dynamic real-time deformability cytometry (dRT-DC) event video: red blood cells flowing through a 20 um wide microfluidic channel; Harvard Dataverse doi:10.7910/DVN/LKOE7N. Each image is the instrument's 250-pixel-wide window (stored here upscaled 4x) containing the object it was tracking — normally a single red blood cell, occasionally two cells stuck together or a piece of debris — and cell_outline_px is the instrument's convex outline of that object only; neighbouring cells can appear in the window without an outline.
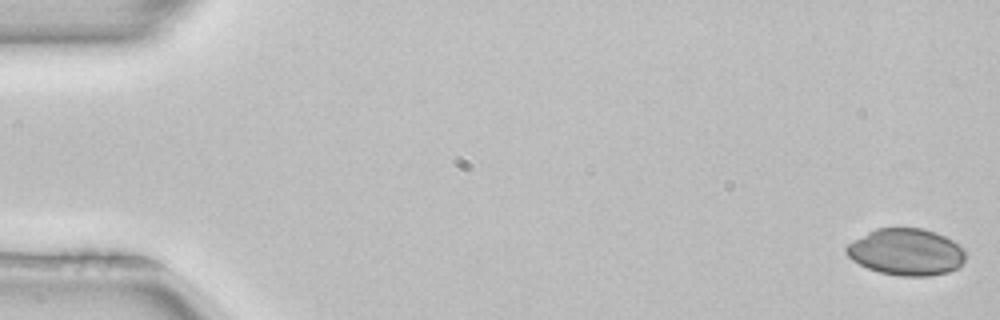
{"species": "common noctule bat (a hibernating species)", "species_latin": "Nyctalus noctula", "temperature_condition": "room temperature", "stored_images_in_passage": 4, "camera_frame_rate_fps": 3000, "um_per_image_px": 0.085, "animal": {"sex": "female", "body_mass_g": 22.7, "forearm_length_mm": 54.2}, "frame": {"image": 1, "passage_image": 1, "time_ms": 0.0, "image_size_px": [1000, 320], "cell_outline_px": [[964, 260], [956, 268], [948, 272], [928, 276], [900, 276], [880, 272], [868, 268], [852, 260], [844, 252], [844, 248], [852, 240], [876, 228], [924, 228], [936, 232], [952, 240], [964, 248]], "centroid_in_image_um": [77.0, 21.41], "position_along_channel_um": 8.0, "area_um2": 32.48}}
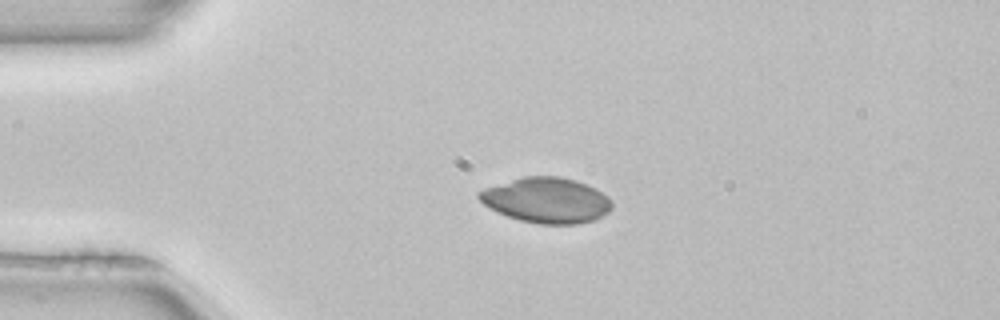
{"frame": {"image": 2, "passage_image": 4, "time_ms": 1.0, "image_size_px": [1000, 320], "cell_outline_px": [[612, 208], [608, 212], [596, 220], [576, 224], [536, 224], [520, 220], [496, 212], [488, 208], [476, 196], [476, 192], [484, 188], [524, 176], [560, 176], [576, 180], [596, 188], [608, 196], [612, 200]], "centroid_in_image_um": [46.46, 17.02], "position_along_channel_um": 38.5, "area_um2": 35.49}}